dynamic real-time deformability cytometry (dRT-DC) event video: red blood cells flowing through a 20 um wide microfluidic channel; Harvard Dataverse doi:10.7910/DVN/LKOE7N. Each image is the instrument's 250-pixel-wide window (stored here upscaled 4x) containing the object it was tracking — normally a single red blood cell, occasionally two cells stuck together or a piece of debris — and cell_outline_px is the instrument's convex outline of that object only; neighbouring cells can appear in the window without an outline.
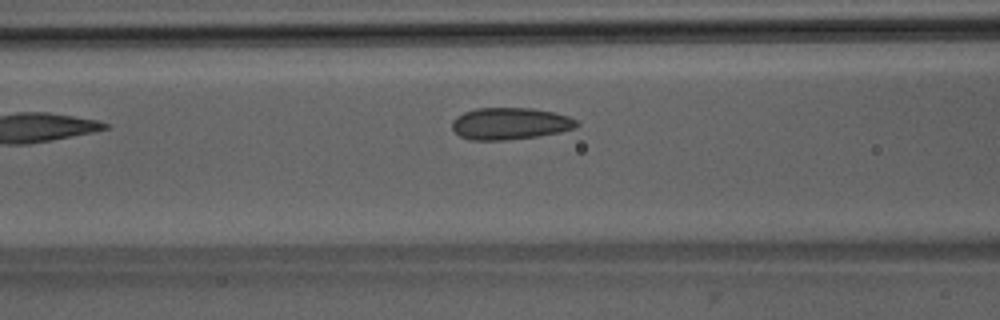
{"species": "Egyptian fruit bat (a non-hibernating species)", "species_latin": "Rousettus aegyptiacus", "temperature_condition": "room temperature", "stored_images_in_passage": 23, "camera_frame_rate_fps": 3000, "um_per_image_px": 0.085, "animal": {"sex": "male"}, "frame": {"image": 1, "passage_image": 7, "time_ms": 2.0, "image_size_px": [1000, 320], "cell_outline_px": [[580, 124], [576, 128], [560, 132], [536, 136], [504, 140], [468, 140], [460, 136], [452, 128], [452, 120], [456, 116], [464, 112], [476, 108], [532, 108], [556, 112], [568, 116], [576, 120]], "centroid_in_image_um": [43.36, 10.5], "position_along_channel_um": 123.2, "area_um2": 23.29}}